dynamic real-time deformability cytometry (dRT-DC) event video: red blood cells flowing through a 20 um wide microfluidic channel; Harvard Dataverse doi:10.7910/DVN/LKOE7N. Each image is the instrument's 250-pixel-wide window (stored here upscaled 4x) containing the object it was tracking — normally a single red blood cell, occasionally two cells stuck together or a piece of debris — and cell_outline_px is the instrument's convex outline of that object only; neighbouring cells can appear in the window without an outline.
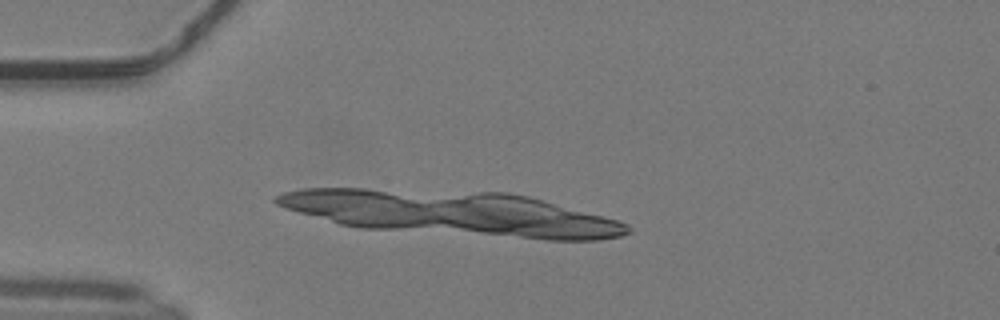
{"species": "common noctule bat (a hibernating species)", "species_latin": "Nyctalus noctula", "temperature_condition": "warm", "stored_images_in_passage": 8, "camera_frame_rate_fps": 3000, "um_per_image_px": 0.085, "animal": {"sex": "male", "body_mass_g": 19.2, "forearm_length_mm": 51.8}, "frame": {"image": 1, "passage_image": 1, "time_ms": 0.0, "image_size_px": [1000, 320], "cell_outline_px": [[624, 232], [612, 236], [540, 236], [472, 228], [436, 220], [568, 216], [588, 216], [608, 220], [620, 224]], "centroid_in_image_um": [46.39, 19.19], "position_along_channel_um": 38.6, "area_um2": 18.84}}
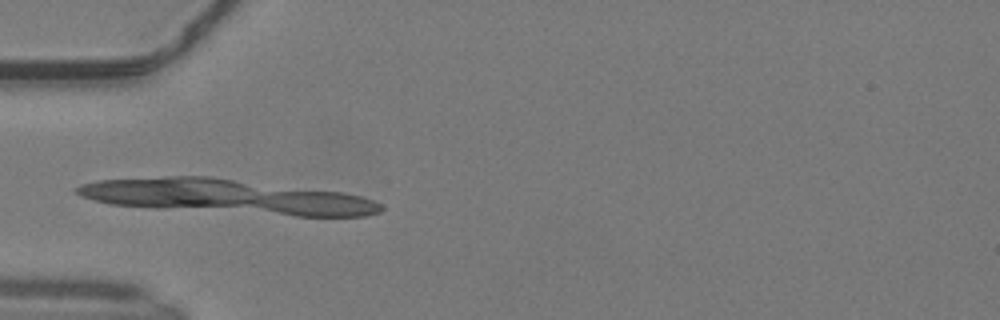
{"frame": {"image": 2, "passage_image": 5, "time_ms": 1.333, "image_size_px": [1000, 320], "cell_outline_px": [[212, 200], [208, 204], [132, 204], [104, 200], [100, 196], [148, 180], [164, 180]], "centroid_in_image_um": [13.23, 16.53], "position_along_channel_um": 71.8, "area_um2": 12.54}}